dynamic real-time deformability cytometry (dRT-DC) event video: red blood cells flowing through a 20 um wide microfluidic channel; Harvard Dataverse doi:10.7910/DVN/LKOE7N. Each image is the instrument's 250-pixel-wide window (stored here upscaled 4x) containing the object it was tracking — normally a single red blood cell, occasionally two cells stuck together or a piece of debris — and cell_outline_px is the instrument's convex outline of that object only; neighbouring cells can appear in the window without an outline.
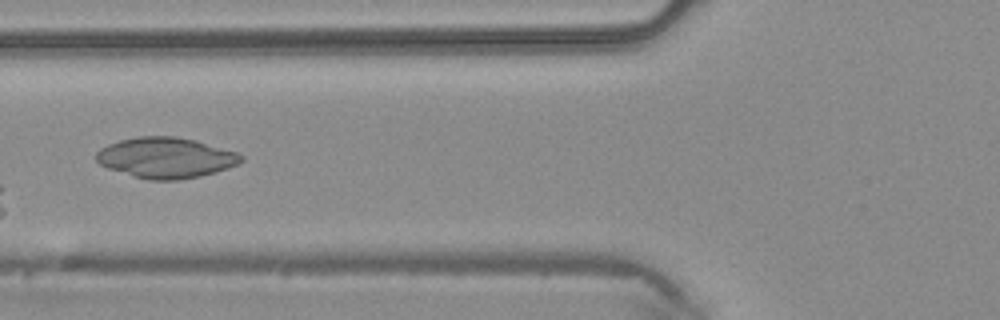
{"species": "common noctule bat (a hibernating species)", "species_latin": "Nyctalus noctula", "temperature_condition": "warm", "stored_images_in_passage": 3, "camera_frame_rate_fps": 3000, "um_per_image_px": 0.085, "animal": {"sex": "male", "body_mass_g": 20.4}, "frame": {"image": 1, "passage_image": 2, "time_ms": 0.333, "image_size_px": [1000, 320], "cell_outline_px": [[244, 160], [240, 164], [228, 168], [200, 176], [176, 180], [148, 180], [108, 168], [100, 164], [96, 160], [96, 152], [100, 148], [108, 144], [120, 140], [136, 136], [172, 136], [196, 140], [240, 152], [244, 156]], "centroid_in_image_um": [14.14, 13.39], "position_along_channel_um": 111.7, "area_um2": 34.51}}
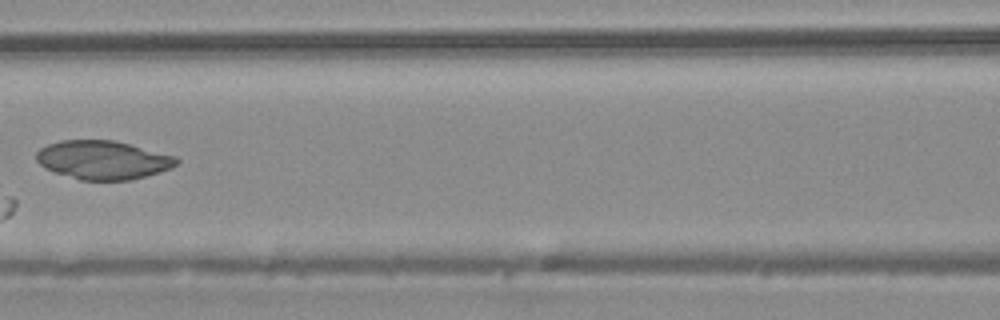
{"frame": {"image": 2, "passage_image": 3, "time_ms": 0.667, "image_size_px": [1000, 320], "cell_outline_px": [[180, 160], [172, 168], [132, 180], [80, 180], [56, 172], [40, 164], [36, 160], [36, 152], [40, 148], [48, 144], [60, 140], [112, 140], [176, 156]], "centroid_in_image_um": [8.76, 13.59], "position_along_channel_um": 157.8, "area_um2": 31.33}}